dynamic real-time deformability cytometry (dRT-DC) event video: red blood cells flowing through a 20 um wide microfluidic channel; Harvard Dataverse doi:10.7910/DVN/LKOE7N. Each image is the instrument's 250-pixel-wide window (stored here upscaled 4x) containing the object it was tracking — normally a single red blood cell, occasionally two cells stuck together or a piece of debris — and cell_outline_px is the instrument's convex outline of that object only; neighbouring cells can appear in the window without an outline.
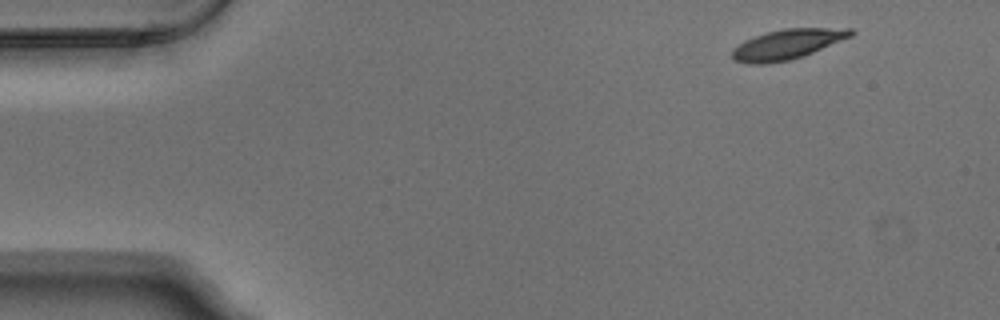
{"species": "Egyptian fruit bat (a non-hibernating species)", "species_latin": "Rousettus aegyptiacus", "temperature_condition": "warm", "stored_images_in_passage": 5, "camera_frame_rate_fps": 3000, "um_per_image_px": 0.085, "animal": {"sex": "male"}, "frame": {"image": 1, "passage_image": 1, "time_ms": 0.0, "image_size_px": [1000, 320], "cell_outline_px": [[856, 32], [852, 36], [804, 56], [792, 60], [764, 64], [748, 64], [732, 60], [732, 48], [744, 40], [768, 32], [784, 28], [852, 28]], "centroid_in_image_um": [66.91, 3.77], "position_along_channel_um": 18.1, "area_um2": 20.92}}
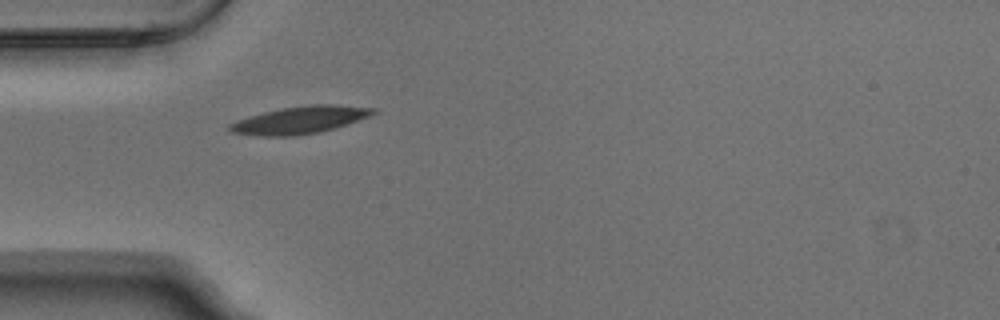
{"frame": {"image": 2, "passage_image": 4, "time_ms": 1.0, "image_size_px": [1000, 320], "cell_outline_px": [[380, 112], [320, 132], [296, 136], [260, 136], [232, 132], [228, 128], [228, 124], [236, 120], [264, 112], [284, 108], [312, 104], [336, 104], [376, 108]], "centroid_in_image_um": [25.49, 10.19], "position_along_channel_um": 59.5, "area_um2": 22.66}}
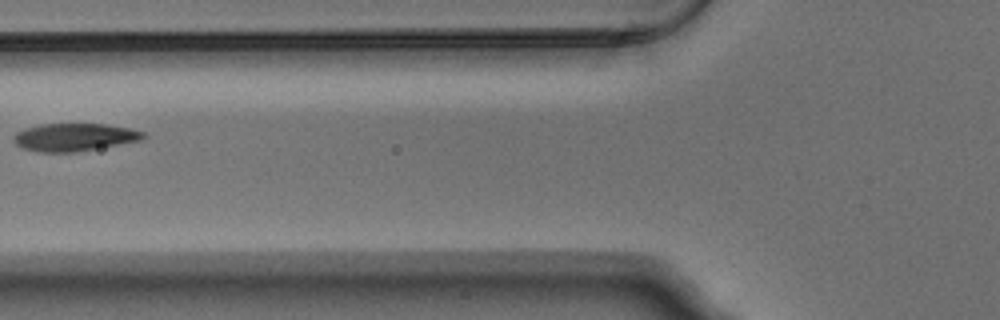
{"frame": {"image": 3, "passage_image": 5, "time_ms": 1.333, "image_size_px": [1000, 320], "cell_outline_px": [[148, 136], [144, 140], [76, 152], [40, 152], [24, 148], [16, 144], [12, 140], [12, 136], [16, 132], [24, 128], [40, 124], [108, 124], [132, 128], [144, 132]], "centroid_in_image_um": [6.36, 11.65], "position_along_channel_um": 119.4, "area_um2": 21.27}}